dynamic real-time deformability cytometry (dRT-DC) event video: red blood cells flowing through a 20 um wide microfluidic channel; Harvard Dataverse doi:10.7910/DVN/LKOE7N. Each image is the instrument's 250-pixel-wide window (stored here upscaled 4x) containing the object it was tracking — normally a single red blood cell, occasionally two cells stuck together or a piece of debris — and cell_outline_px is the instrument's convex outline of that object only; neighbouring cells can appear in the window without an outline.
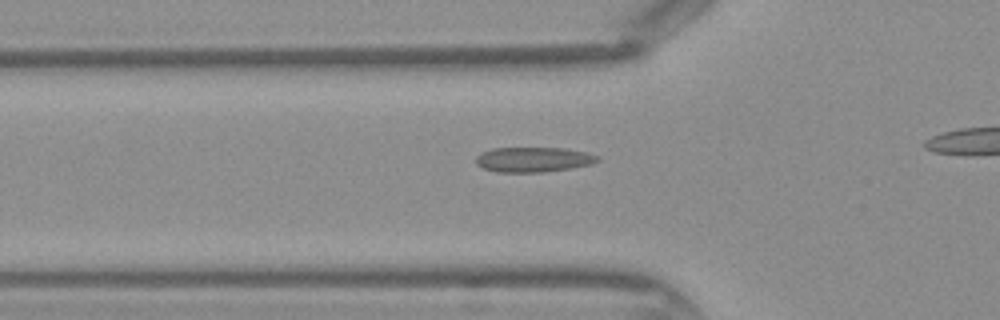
{"species": "Egyptian fruit bat (a non-hibernating species)", "species_latin": "Rousettus aegyptiacus", "temperature_condition": "warm", "stored_images_in_passage": 30, "camera_frame_rate_fps": 3000, "um_per_image_px": 0.085, "frame": {"image": 1, "passage_image": 9, "time_ms": 2.667, "image_size_px": [1000, 320], "cell_outline_px": [[600, 160], [592, 164], [544, 172], [496, 172], [484, 168], [476, 164], [476, 156], [480, 152], [492, 148], [564, 148], [588, 152], [600, 156]], "centroid_in_image_um": [45.34, 13.55], "position_along_channel_um": 80.5, "area_um2": 17.8}}
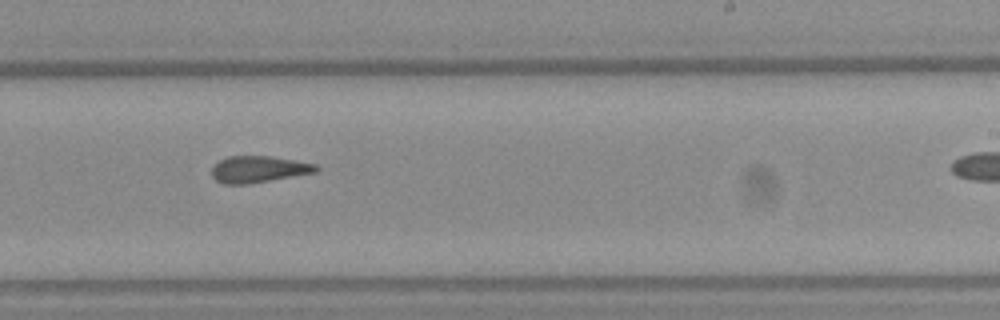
{"frame": {"image": 2, "passage_image": 21, "time_ms": 6.667, "image_size_px": [1000, 320], "cell_outline_px": [[320, 168], [316, 172], [248, 184], [224, 184], [216, 180], [212, 176], [212, 168], [220, 160], [228, 156], [272, 156], [316, 164]], "centroid_in_image_um": [21.98, 14.38], "position_along_channel_um": 267.0, "area_um2": 16.07}}
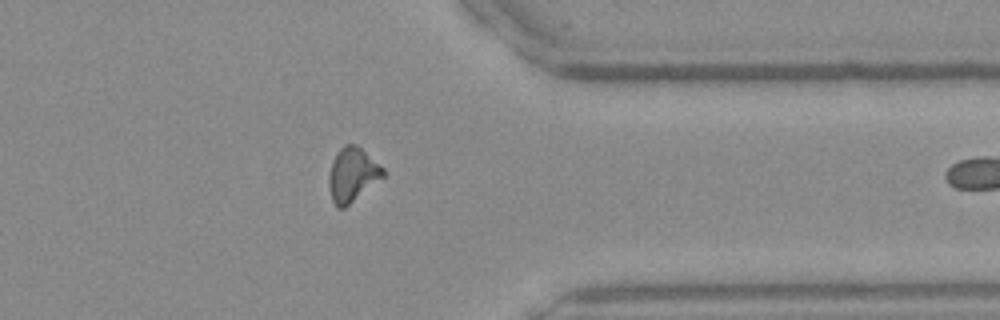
{"frame": {"image": 3, "passage_image": 29, "time_ms": 9.333, "image_size_px": [1000, 320], "cell_outline_px": [[384, 176], [344, 208], [336, 208], [332, 200], [328, 184], [328, 176], [332, 160], [336, 152], [344, 144], [356, 144], [384, 168]], "centroid_in_image_um": [29.92, 14.83], "position_along_channel_um": 381.5, "area_um2": 16.99}}